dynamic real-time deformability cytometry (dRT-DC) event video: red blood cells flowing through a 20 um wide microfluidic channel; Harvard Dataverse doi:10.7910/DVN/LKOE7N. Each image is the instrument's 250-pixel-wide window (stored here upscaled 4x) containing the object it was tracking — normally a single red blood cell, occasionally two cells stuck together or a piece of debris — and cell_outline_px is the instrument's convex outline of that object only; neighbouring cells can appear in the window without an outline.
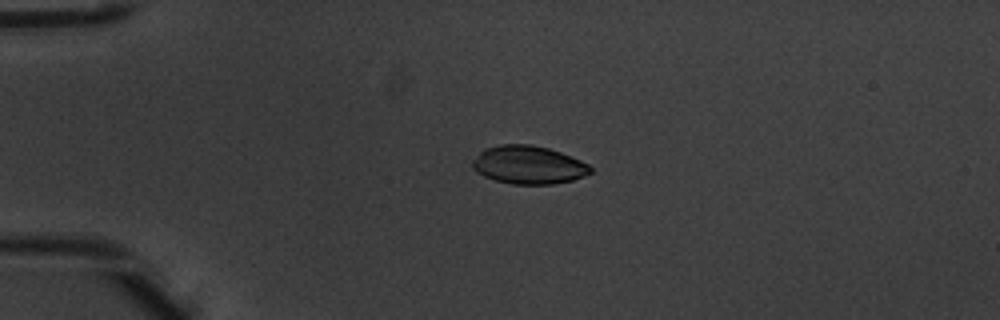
{"species": "common noctule bat (a hibernating species)", "species_latin": "Nyctalus noctula", "temperature_condition": "warm", "stored_images_in_passage": 3, "camera_frame_rate_fps": 3000, "um_per_image_px": 0.085, "animal": {"sex": "male", "body_mass_g": 20.1, "forearm_length_mm": 53.5}, "frame": {"image": 1, "passage_image": 1, "time_ms": 0.0, "image_size_px": [1000, 320], "cell_outline_px": [[592, 172], [584, 176], [572, 180], [552, 184], [512, 184], [496, 180], [484, 176], [476, 172], [472, 168], [472, 160], [484, 148], [500, 144], [532, 144], [548, 148], [572, 156], [588, 164], [592, 168]], "centroid_in_image_um": [44.91, 14.01], "position_along_channel_um": 40.1, "area_um2": 26.36}}